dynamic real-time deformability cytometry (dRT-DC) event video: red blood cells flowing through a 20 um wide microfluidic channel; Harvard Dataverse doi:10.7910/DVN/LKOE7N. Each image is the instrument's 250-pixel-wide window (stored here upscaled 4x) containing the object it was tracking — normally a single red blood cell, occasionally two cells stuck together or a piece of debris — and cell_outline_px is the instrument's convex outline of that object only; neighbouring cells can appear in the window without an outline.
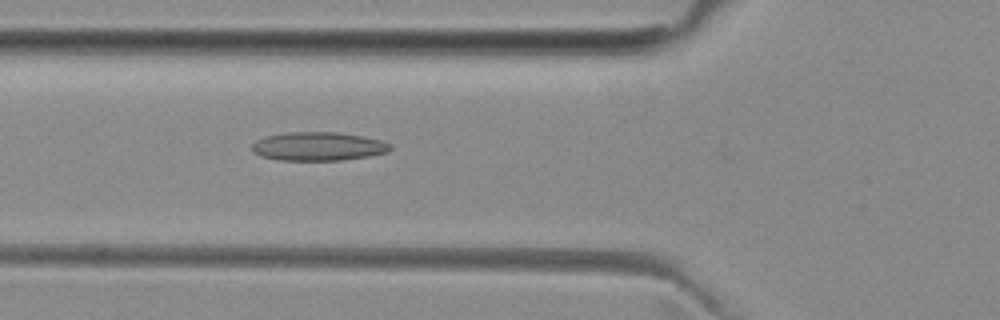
{"species": "common noctule bat (a hibernating species)", "species_latin": "Nyctalus noctula", "temperature_condition": "room temperature", "stored_images_in_passage": 37, "camera_frame_rate_fps": 3000, "um_per_image_px": 0.085, "animal": {"sex": "female", "body_mass_g": 29.2, "forearm_length_mm": 56.3}, "frame": {"image": 1, "passage_image": 4, "time_ms": 1.0, "image_size_px": [1000, 320], "cell_outline_px": [[392, 148], [388, 152], [368, 156], [340, 160], [280, 160], [260, 156], [252, 148], [252, 144], [256, 140], [268, 136], [288, 132], [336, 132], [384, 140]], "centroid_in_image_um": [27.06, 12.44], "position_along_channel_um": 98.7, "area_um2": 22.83}}
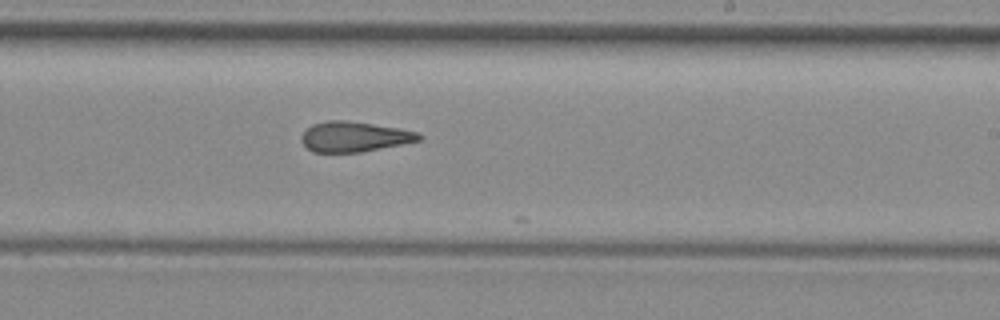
{"frame": {"image": 2, "passage_image": 16, "time_ms": 5.0, "image_size_px": [1000, 320], "cell_outline_px": [[424, 136], [420, 140], [360, 152], [312, 152], [300, 140], [300, 136], [312, 124], [328, 120], [344, 120], [400, 128], [416, 132]], "centroid_in_image_um": [30.08, 11.61], "position_along_channel_um": 258.9, "area_um2": 20.46}}
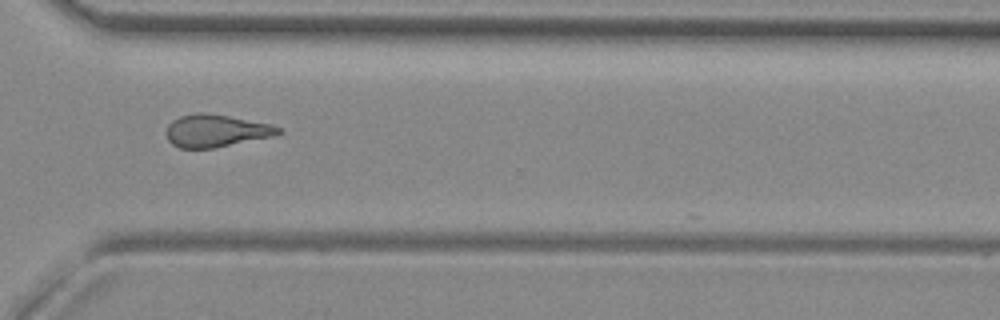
{"frame": {"image": 3, "passage_image": 23, "time_ms": 7.333, "image_size_px": [1000, 320], "cell_outline_px": [[284, 132], [272, 136], [212, 148], [180, 148], [172, 144], [168, 140], [164, 132], [168, 124], [172, 120], [180, 116], [196, 112], [208, 112], [272, 124], [280, 128]], "centroid_in_image_um": [18.32, 11.1], "position_along_channel_um": 352.3, "area_um2": 21.33}}